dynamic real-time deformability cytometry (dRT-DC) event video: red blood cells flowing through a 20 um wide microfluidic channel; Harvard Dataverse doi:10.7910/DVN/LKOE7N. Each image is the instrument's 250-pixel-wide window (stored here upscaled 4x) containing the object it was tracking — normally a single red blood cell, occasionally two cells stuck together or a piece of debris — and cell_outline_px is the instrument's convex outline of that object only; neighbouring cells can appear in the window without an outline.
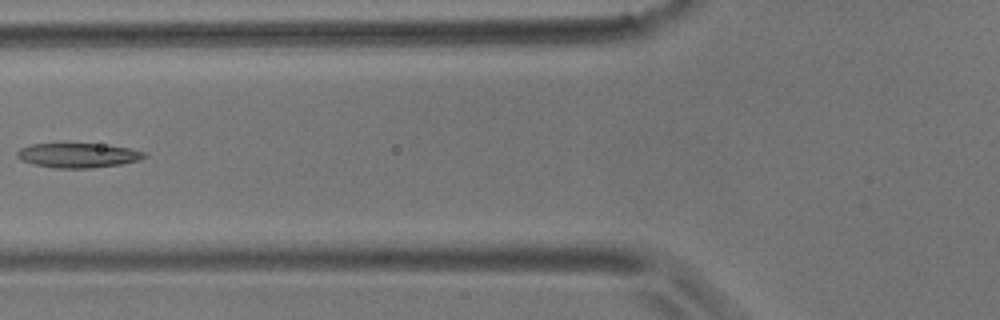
{"species": "common noctule bat (a hibernating species)", "species_latin": "Nyctalus noctula", "temperature_condition": "room temperature", "stored_images_in_passage": 7, "camera_frame_rate_fps": 3000, "um_per_image_px": 0.085, "animal": {"sex": "male", "body_mass_g": 17.9}, "frame": {"image": 1, "passage_image": 6, "time_ms": 7.0, "image_size_px": [1000, 320], "cell_outline_px": [[148, 156], [140, 160], [120, 164], [92, 168], [52, 168], [32, 164], [20, 160], [16, 156], [16, 152], [20, 148], [32, 144], [100, 144], [128, 148], [144, 152]], "centroid_in_image_um": [6.6, 13.21], "position_along_channel_um": 119.2, "area_um2": 18.21}}